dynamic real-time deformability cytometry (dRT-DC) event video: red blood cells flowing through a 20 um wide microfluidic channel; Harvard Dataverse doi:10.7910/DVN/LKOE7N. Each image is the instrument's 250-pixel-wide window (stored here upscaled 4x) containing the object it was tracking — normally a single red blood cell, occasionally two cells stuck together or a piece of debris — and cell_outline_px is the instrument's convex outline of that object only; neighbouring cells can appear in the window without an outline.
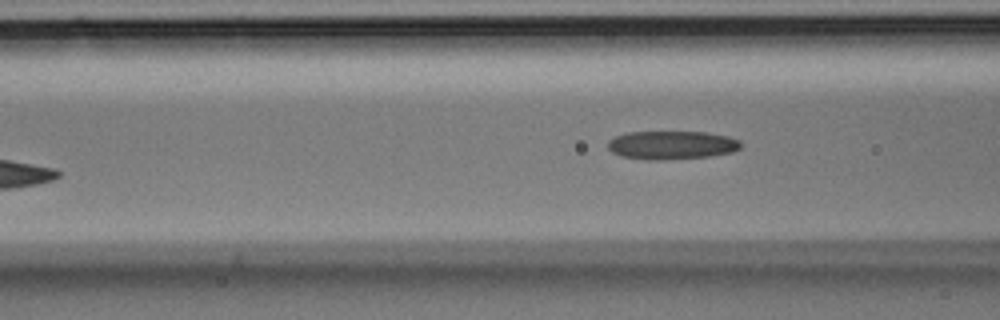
{"species": "Egyptian fruit bat (a non-hibernating species)", "species_latin": "Rousettus aegyptiacus", "temperature_condition": "room temperature", "stored_images_in_passage": 5, "camera_frame_rate_fps": 3000, "um_per_image_px": 0.085, "animal": {"sex": "male"}, "frame": {"image": 1, "passage_image": 5, "time_ms": 1.333, "image_size_px": [1000, 320], "cell_outline_px": [[744, 144], [740, 148], [732, 152], [708, 156], [660, 160], [648, 160], [624, 156], [612, 152], [608, 148], [608, 140], [616, 136], [628, 132], [708, 132], [728, 136], [740, 140]], "centroid_in_image_um": [57.13, 12.32], "position_along_channel_um": 109.5, "area_um2": 22.02}}